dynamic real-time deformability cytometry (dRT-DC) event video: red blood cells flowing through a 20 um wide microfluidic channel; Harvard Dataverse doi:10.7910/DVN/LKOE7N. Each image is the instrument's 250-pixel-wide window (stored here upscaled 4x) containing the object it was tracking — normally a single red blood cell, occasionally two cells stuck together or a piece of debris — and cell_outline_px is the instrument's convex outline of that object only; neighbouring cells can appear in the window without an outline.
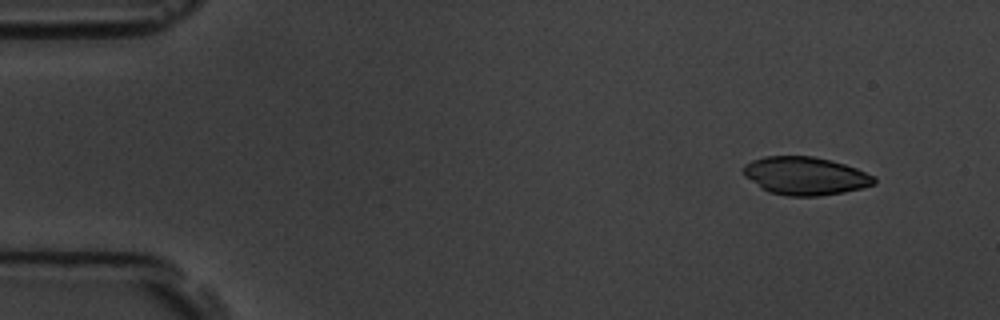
{"species": "common noctule bat (a hibernating species)", "species_latin": "Nyctalus noctula", "temperature_condition": "room temperature", "stored_images_in_passage": 5, "camera_frame_rate_fps": 3000, "um_per_image_px": 0.085, "animal": {"sex": "male", "body_mass_g": 19.5, "forearm_length_mm": 54.6}, "frame": {"image": 1, "passage_image": 1, "time_ms": 0.0, "image_size_px": [1000, 320], "cell_outline_px": [[876, 184], [844, 192], [816, 196], [788, 196], [768, 192], [744, 176], [744, 164], [752, 160], [764, 156], [812, 156], [832, 160], [856, 168], [876, 176]], "centroid_in_image_um": [68.46, 14.94], "position_along_channel_um": 16.5, "area_um2": 29.02}}